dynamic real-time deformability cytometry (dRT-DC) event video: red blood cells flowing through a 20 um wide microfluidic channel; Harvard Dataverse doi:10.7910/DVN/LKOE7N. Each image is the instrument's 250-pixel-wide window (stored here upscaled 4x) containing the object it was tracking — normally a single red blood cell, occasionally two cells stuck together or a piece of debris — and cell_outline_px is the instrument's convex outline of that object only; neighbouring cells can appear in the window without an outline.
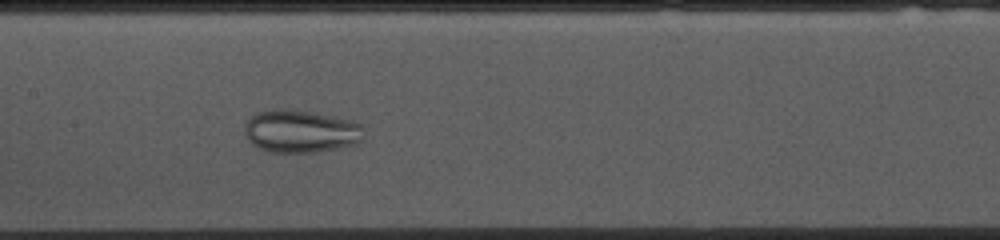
{"species": "common noctule bat (a hibernating species)", "species_latin": "Nyctalus noctula", "temperature_condition": "cold", "stored_images_in_passage": 54, "camera_frame_rate_fps": 3000, "um_per_image_px": 0.085, "animal": {"sex": "female", "body_mass_g": 10.0, "forearm_length_mm": 53.1}, "frame": {"image": 1, "passage_image": 24, "time_ms": 7.667, "image_size_px": [1000, 240], "cell_outline_px": [[364, 128], [360, 140], [356, 144], [316, 152], [268, 152], [252, 144], [248, 140], [244, 132], [244, 124], [256, 112], [272, 108], [280, 108], [312, 112], [352, 120], [360, 124]], "centroid_in_image_um": [25.52, 11.15], "position_along_channel_um": 181.9, "area_um2": 29.77}}
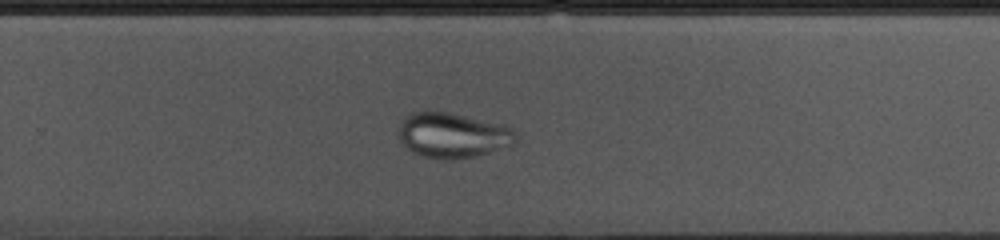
{"frame": {"image": 2, "passage_image": 33, "time_ms": 10.667, "image_size_px": [1000, 240], "cell_outline_px": [[516, 144], [476, 156], [452, 160], [444, 160], [424, 156], [412, 152], [400, 140], [396, 132], [400, 120], [412, 112], [428, 108], [448, 112], [504, 124], [512, 128], [516, 132]], "centroid_in_image_um": [38.44, 11.46], "position_along_channel_um": 291.4, "area_um2": 31.67}}
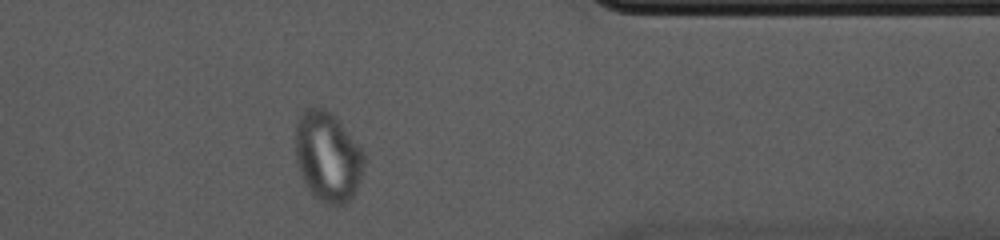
{"frame": {"image": 3, "passage_image": 42, "time_ms": 13.667, "image_size_px": [1000, 240], "cell_outline_px": [[364, 168], [356, 192], [344, 204], [336, 208], [324, 204], [304, 184], [300, 176], [296, 160], [296, 124], [300, 112], [304, 108], [324, 108], [340, 124], [364, 152]], "centroid_in_image_um": [27.84, 13.37], "position_along_channel_um": 383.6, "area_um2": 35.89}}